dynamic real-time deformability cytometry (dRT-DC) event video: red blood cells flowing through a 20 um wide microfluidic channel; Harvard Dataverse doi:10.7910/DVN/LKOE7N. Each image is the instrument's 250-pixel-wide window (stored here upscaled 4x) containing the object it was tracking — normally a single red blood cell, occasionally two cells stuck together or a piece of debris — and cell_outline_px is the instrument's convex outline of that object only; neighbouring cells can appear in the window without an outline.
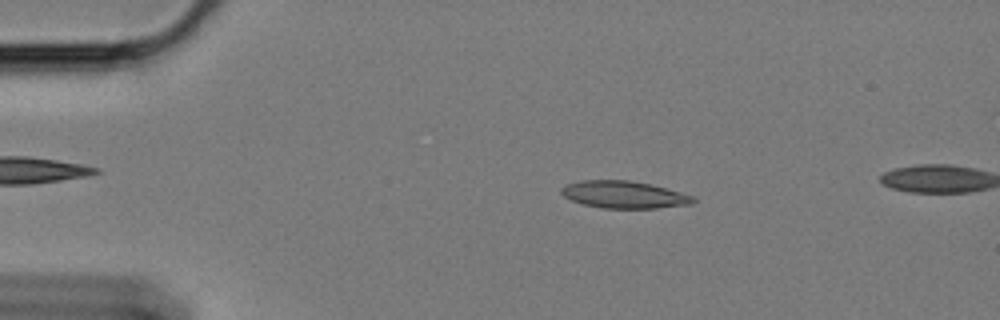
{"species": "Egyptian fruit bat (a non-hibernating species)", "species_latin": "Rousettus aegyptiacus", "temperature_condition": "cold", "stored_images_in_passage": 56, "camera_frame_rate_fps": 3000, "um_per_image_px": 0.085, "animal": {"sex": "female"}, "frame": {"image": 1, "passage_image": 10, "time_ms": 3.0, "image_size_px": [1000, 320], "cell_outline_px": [[696, 200], [692, 204], [656, 208], [600, 208], [584, 204], [572, 200], [564, 196], [560, 192], [560, 188], [568, 184], [580, 180], [628, 180], [648, 184], [680, 192], [692, 196]], "centroid_in_image_um": [53.01, 16.55], "position_along_channel_um": 32.0, "area_um2": 20.69}}
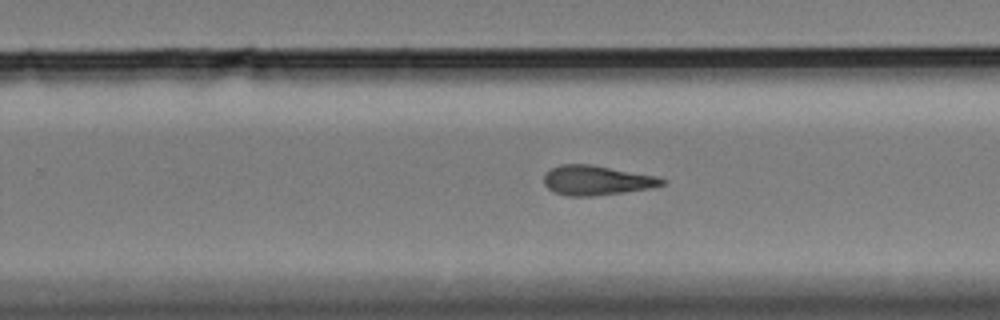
{"frame": {"image": 2, "passage_image": 36, "time_ms": 11.667, "image_size_px": [1000, 320], "cell_outline_px": [[668, 180], [664, 184], [652, 188], [624, 192], [592, 196], [568, 196], [556, 192], [548, 188], [544, 184], [544, 176], [552, 168], [560, 164], [592, 164], [656, 176]], "centroid_in_image_um": [50.74, 15.32], "position_along_channel_um": 279.1, "area_um2": 20.35}}
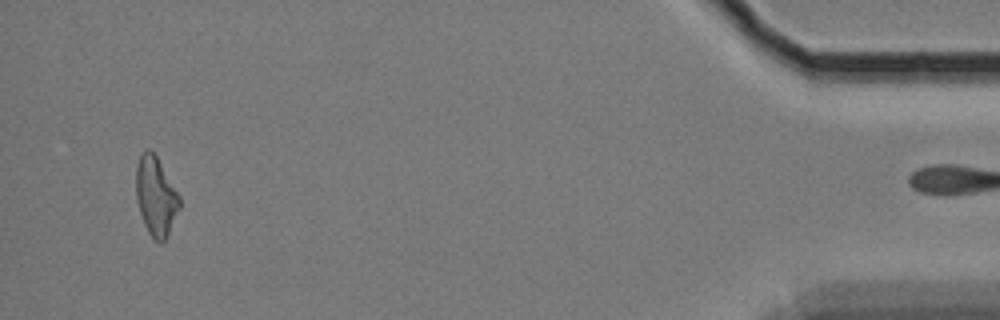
{"frame": {"image": 3, "passage_image": 55, "time_ms": 18.0, "image_size_px": [1000, 320], "cell_outline_px": [[180, 208], [164, 240], [160, 244], [148, 232], [144, 224], [136, 200], [136, 168], [140, 156], [148, 148], [152, 148], [180, 196]], "centroid_in_image_um": [13.24, 16.65], "position_along_channel_um": 422.0, "area_um2": 19.83}}